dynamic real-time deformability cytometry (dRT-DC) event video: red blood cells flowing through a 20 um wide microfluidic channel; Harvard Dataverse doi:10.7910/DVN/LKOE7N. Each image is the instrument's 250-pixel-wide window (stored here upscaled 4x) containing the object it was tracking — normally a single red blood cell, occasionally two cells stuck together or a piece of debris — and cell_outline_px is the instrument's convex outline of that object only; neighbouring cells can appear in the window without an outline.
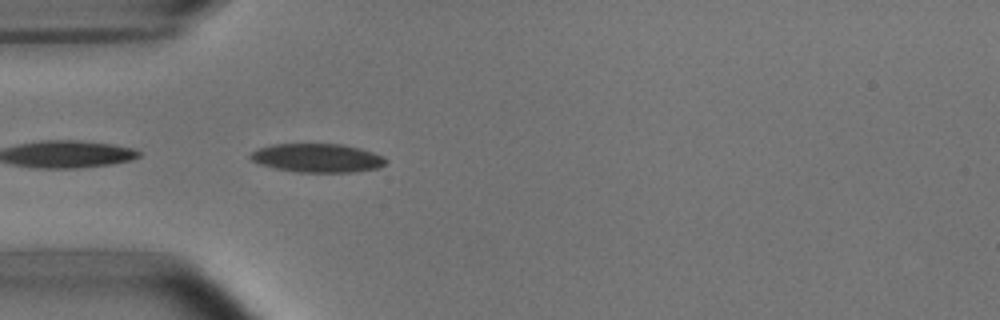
{"species": "common noctule bat (a hibernating species)", "species_latin": "Nyctalus noctula", "temperature_condition": "room temperature", "stored_images_in_passage": 6, "camera_frame_rate_fps": 3000, "um_per_image_px": 0.085, "animal": {"sex": "male", "body_mass_g": 15.6}, "frame": {"image": 1, "passage_image": 1, "time_ms": 0.0, "image_size_px": [1000, 320], "cell_outline_px": [[388, 160], [384, 164], [376, 168], [352, 172], [296, 172], [276, 168], [260, 164], [252, 160], [248, 156], [252, 152], [260, 148], [272, 144], [344, 144], [360, 148], [384, 156]], "centroid_in_image_um": [26.98, 13.42], "position_along_channel_um": 58.0, "area_um2": 22.54}}